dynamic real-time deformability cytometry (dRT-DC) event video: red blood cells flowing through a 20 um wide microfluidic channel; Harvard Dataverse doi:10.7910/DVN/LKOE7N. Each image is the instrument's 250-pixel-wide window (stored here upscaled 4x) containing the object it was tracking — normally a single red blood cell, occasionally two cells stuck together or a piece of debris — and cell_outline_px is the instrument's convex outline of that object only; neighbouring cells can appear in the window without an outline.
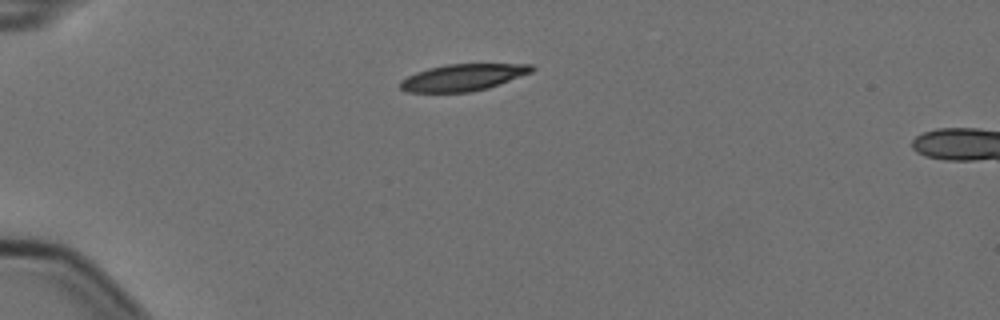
{"species": "Egyptian fruit bat (a non-hibernating species)", "species_latin": "Rousettus aegyptiacus", "temperature_condition": "cold", "stored_images_in_passage": 4, "camera_frame_rate_fps": 3000, "um_per_image_px": 0.085, "animal": {"sex": "female"}, "frame": {"image": 1, "passage_image": 1, "time_ms": 0.0, "image_size_px": [1000, 320], "cell_outline_px": [[536, 68], [532, 72], [488, 88], [472, 92], [408, 92], [400, 88], [400, 80], [416, 72], [428, 68], [448, 64], [532, 64]], "centroid_in_image_um": [39.36, 6.58], "position_along_channel_um": 45.6, "area_um2": 20.46}}
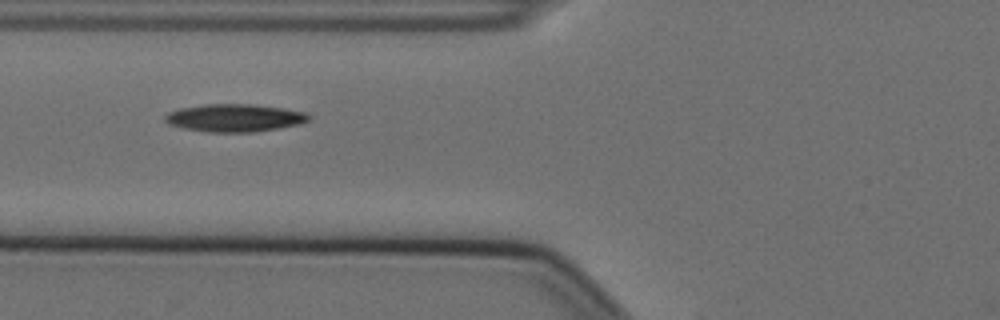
{"frame": {"image": 2, "passage_image": 3, "time_ms": 0.667, "image_size_px": [1000, 320], "cell_outline_px": [[312, 116], [308, 120], [296, 124], [276, 128], [252, 132], [208, 132], [184, 128], [168, 124], [164, 120], [164, 116], [168, 112], [180, 108], [204, 104], [252, 104], [284, 108], [304, 112]], "centroid_in_image_um": [19.89, 10.01], "position_along_channel_um": 105.9, "area_um2": 23.06}}
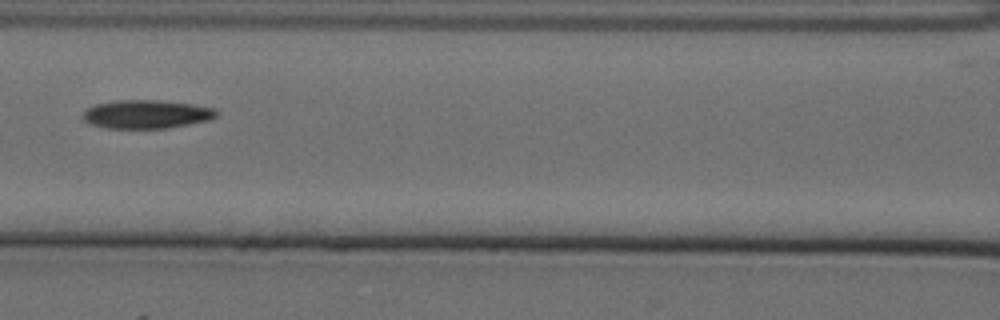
{"frame": {"image": 3, "passage_image": 4, "time_ms": 1.0, "image_size_px": [1000, 320], "cell_outline_px": [[220, 112], [216, 116], [208, 120], [168, 128], [104, 128], [92, 124], [84, 120], [80, 116], [84, 108], [96, 104], [116, 100], [160, 100], [192, 104], [216, 108]], "centroid_in_image_um": [12.42, 9.7], "position_along_channel_um": 154.2, "area_um2": 22.43}}